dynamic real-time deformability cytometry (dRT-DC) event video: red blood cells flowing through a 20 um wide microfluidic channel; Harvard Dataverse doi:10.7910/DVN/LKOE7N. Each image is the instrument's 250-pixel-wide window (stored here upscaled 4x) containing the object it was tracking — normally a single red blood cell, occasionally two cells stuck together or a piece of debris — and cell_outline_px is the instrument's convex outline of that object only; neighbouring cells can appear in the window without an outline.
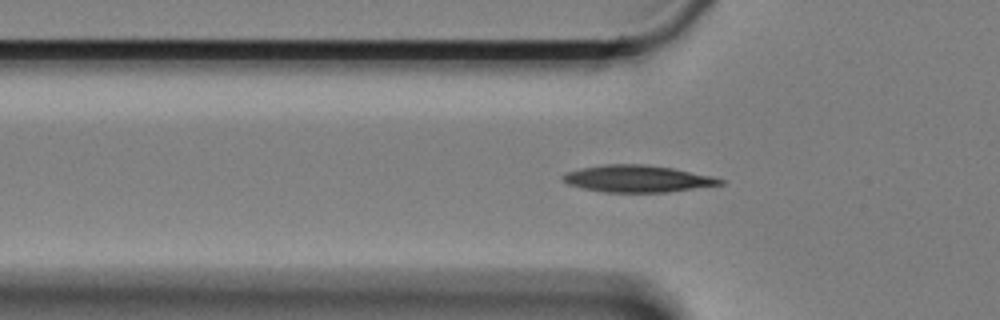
{"species": "Egyptian fruit bat (a non-hibernating species)", "species_latin": "Rousettus aegyptiacus", "temperature_condition": "cold", "stored_images_in_passage": 60, "camera_frame_rate_fps": 3000, "um_per_image_px": 0.085, "animal": {"sex": "female"}, "frame": {"image": 1, "passage_image": 18, "time_ms": 5.667, "image_size_px": [1000, 320], "cell_outline_px": [[724, 184], [668, 192], [604, 192], [584, 188], [568, 184], [560, 176], [568, 172], [580, 168], [604, 164], [644, 164], [672, 168], [712, 176], [724, 180]], "centroid_in_image_um": [54.18, 15.19], "position_along_channel_um": 71.6, "area_um2": 24.51}}
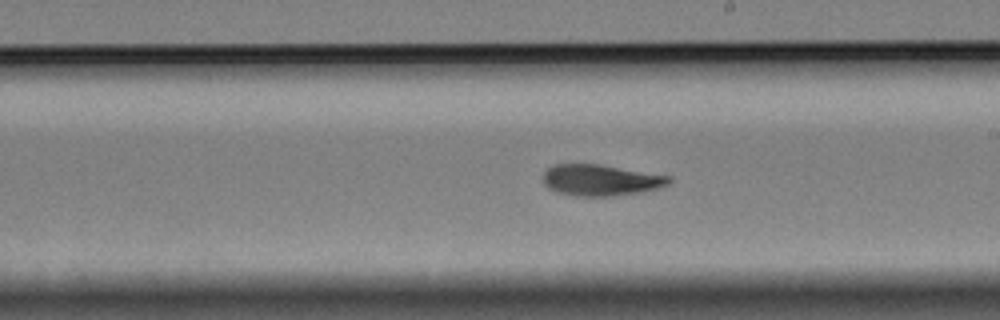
{"frame": {"image": 2, "passage_image": 33, "time_ms": 10.667, "image_size_px": [1000, 320], "cell_outline_px": [[672, 180], [668, 184], [656, 188], [640, 192], [612, 196], [572, 196], [556, 192], [548, 188], [544, 184], [544, 172], [548, 168], [556, 164], [600, 164], [672, 176]], "centroid_in_image_um": [51.05, 15.31], "position_along_channel_um": 237.9, "area_um2": 22.95}}
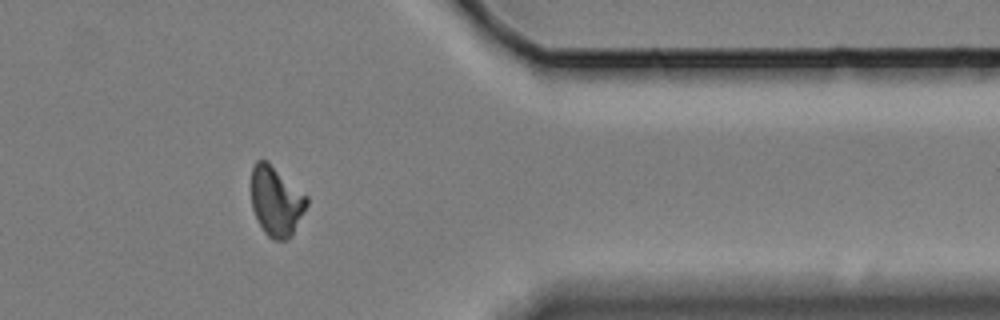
{"frame": {"image": 3, "passage_image": 48, "time_ms": 15.667, "image_size_px": [1000, 320], "cell_outline_px": [[308, 204], [292, 236], [284, 240], [272, 240], [264, 232], [252, 208], [252, 164], [256, 160], [268, 160], [308, 196]], "centroid_in_image_um": [23.49, 17.08], "position_along_channel_um": 387.9, "area_um2": 22.72}, "authors_computed_cell_mechanics": {"area_um2": 23.0333, "velocity_mm_per_s": 3.3109, "shape_relaxation_time_tau1_ms": 5.0668, "shape_relaxation_time_tau2_ms": 6.5992, "deformation_change_tau1": 0.1296, "deformation_change_tau2": 0.1086}}